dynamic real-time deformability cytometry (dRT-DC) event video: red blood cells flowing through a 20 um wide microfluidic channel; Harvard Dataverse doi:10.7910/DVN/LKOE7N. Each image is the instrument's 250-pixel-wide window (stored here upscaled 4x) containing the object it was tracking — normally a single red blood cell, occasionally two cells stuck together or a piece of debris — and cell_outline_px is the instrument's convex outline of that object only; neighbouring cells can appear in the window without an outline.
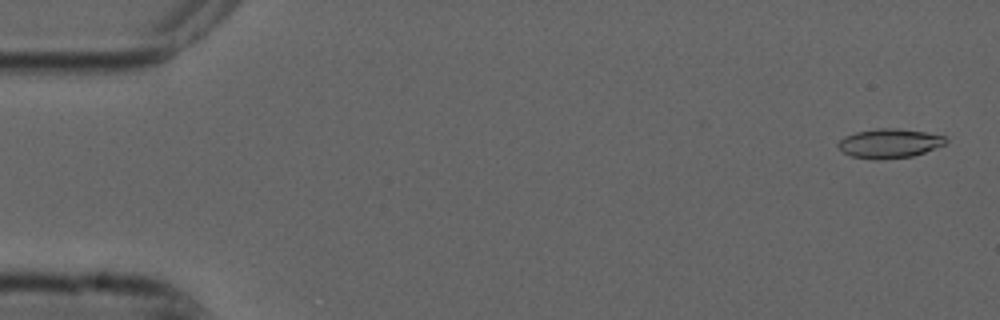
{"species": "common noctule bat (a hibernating species)", "species_latin": "Nyctalus noctula", "temperature_condition": "cold", "stored_images_in_passage": 54, "camera_frame_rate_fps": 3000, "um_per_image_px": 0.085, "animal": {"sex": "male", "forearm_length_mm": 52.5}, "frame": {"image": 1, "passage_image": 2, "time_ms": 0.333, "image_size_px": [1000, 320], "cell_outline_px": [[948, 140], [944, 144], [924, 152], [912, 156], [884, 160], [872, 160], [852, 156], [844, 152], [836, 144], [844, 136], [856, 132], [876, 128], [896, 128], [924, 132], [944, 136]], "centroid_in_image_um": [75.57, 12.19], "position_along_channel_um": 9.4, "area_um2": 18.32}}
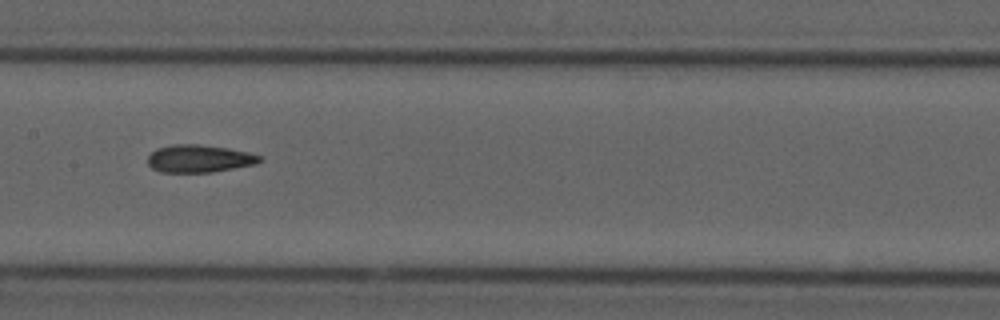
{"frame": {"image": 2, "passage_image": 27, "time_ms": 8.667, "image_size_px": [1000, 320], "cell_outline_px": [[264, 160], [256, 164], [212, 172], [160, 172], [152, 168], [148, 164], [148, 156], [156, 148], [172, 144], [200, 144], [228, 148], [248, 152], [260, 156]], "centroid_in_image_um": [16.93, 13.48], "position_along_channel_um": 190.5, "area_um2": 18.09}}
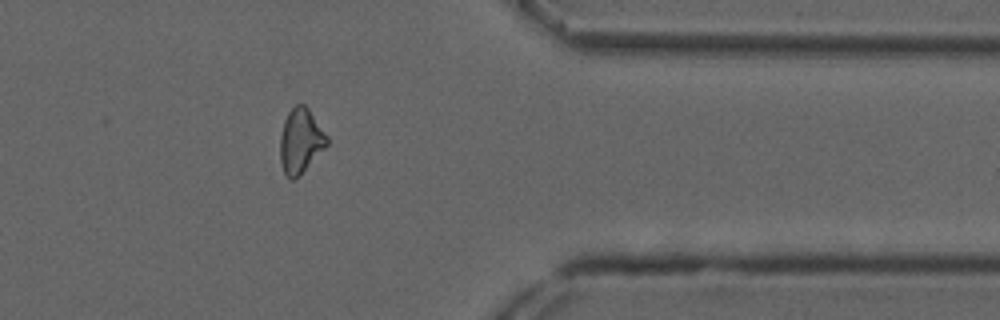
{"frame": {"image": 3, "passage_image": 44, "time_ms": 14.333, "image_size_px": [1000, 320], "cell_outline_px": [[328, 144], [300, 176], [296, 180], [288, 180], [284, 172], [280, 160], [280, 136], [284, 120], [288, 112], [296, 104], [304, 104], [308, 108], [328, 136]], "centroid_in_image_um": [25.54, 12.01], "position_along_channel_um": 385.9, "area_um2": 17.8}, "authors_computed_cell_mechanics": {"area_um2": 18.0914, "velocity_mm_per_s": 3.7417, "shape_relaxation_time_tau1_ms": null, "shape_relaxation_time_tau2_ms": 4.0139, "deformation_change_tau1": null, "deformation_change_tau2": 0.117}}